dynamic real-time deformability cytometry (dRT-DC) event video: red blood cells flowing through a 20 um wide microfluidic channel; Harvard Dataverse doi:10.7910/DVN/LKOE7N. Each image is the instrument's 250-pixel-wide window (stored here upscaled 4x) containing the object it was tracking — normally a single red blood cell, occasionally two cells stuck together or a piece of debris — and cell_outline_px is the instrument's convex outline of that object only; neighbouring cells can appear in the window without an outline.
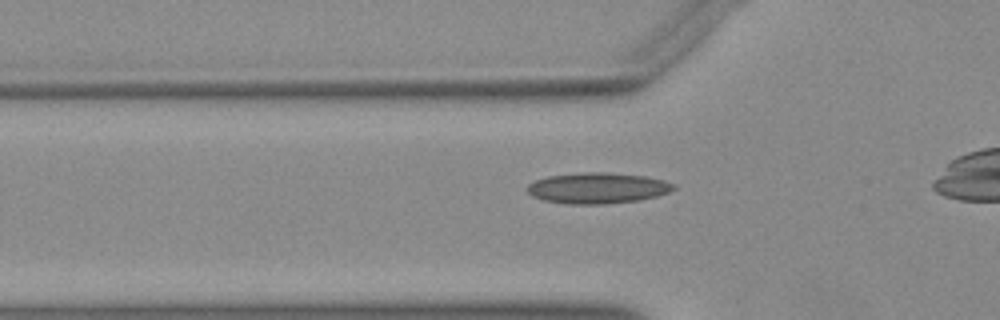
{"species": "Egyptian fruit bat (a non-hibernating species)", "species_latin": "Rousettus aegyptiacus", "temperature_condition": "warm", "stored_images_in_passage": 36, "camera_frame_rate_fps": 3000, "um_per_image_px": 0.085, "animal": {"sex": "female"}, "frame": {"image": 1, "passage_image": 11, "time_ms": 3.333, "image_size_px": [1000, 320], "cell_outline_px": [[676, 188], [668, 192], [656, 196], [640, 200], [604, 204], [568, 204], [544, 200], [532, 196], [524, 188], [528, 184], [536, 180], [548, 176], [580, 172], [608, 172], [644, 176], [664, 180], [676, 184]], "centroid_in_image_um": [50.78, 15.98], "position_along_channel_um": 75.0, "area_um2": 26.47}}
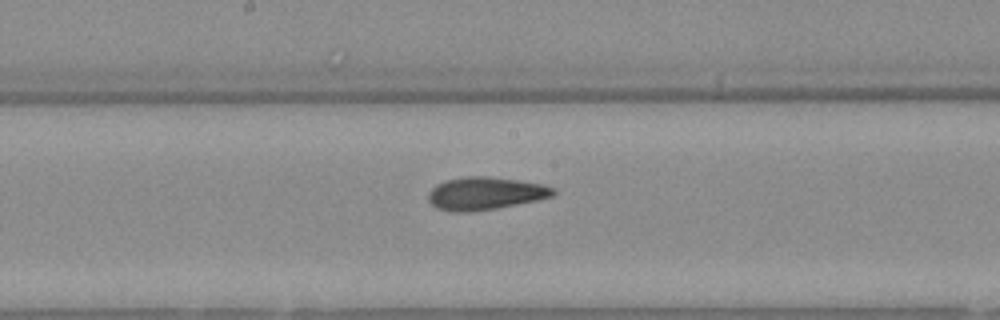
{"frame": {"image": 2, "passage_image": 21, "time_ms": 6.667, "image_size_px": [1000, 320], "cell_outline_px": [[556, 192], [552, 196], [540, 200], [496, 208], [468, 212], [452, 212], [436, 208], [428, 200], [428, 192], [436, 184], [444, 180], [468, 176], [488, 176], [544, 184], [556, 188]], "centroid_in_image_um": [41.25, 16.44], "position_along_channel_um": 207.0, "area_um2": 24.04}}
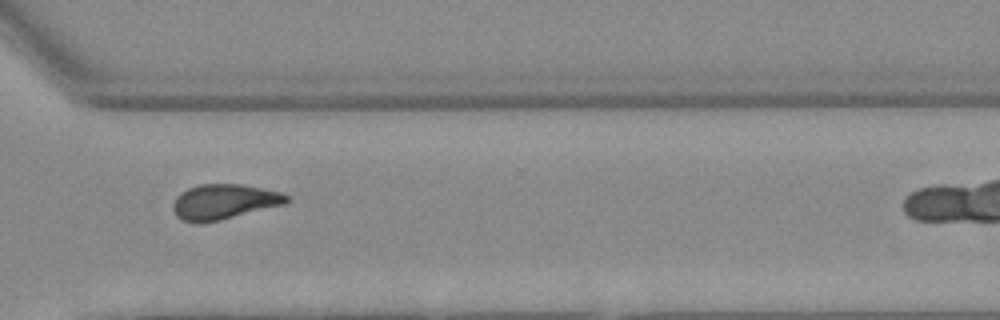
{"frame": {"image": 3, "passage_image": 32, "time_ms": 10.333, "image_size_px": [1000, 320], "cell_outline_px": [[292, 200], [284, 204], [220, 220], [200, 224], [196, 224], [180, 220], [176, 216], [172, 208], [172, 204], [176, 196], [180, 192], [188, 188], [200, 184], [244, 184], [280, 192], [288, 196]], "centroid_in_image_um": [18.99, 17.16], "position_along_channel_um": 351.6, "area_um2": 23.52}}